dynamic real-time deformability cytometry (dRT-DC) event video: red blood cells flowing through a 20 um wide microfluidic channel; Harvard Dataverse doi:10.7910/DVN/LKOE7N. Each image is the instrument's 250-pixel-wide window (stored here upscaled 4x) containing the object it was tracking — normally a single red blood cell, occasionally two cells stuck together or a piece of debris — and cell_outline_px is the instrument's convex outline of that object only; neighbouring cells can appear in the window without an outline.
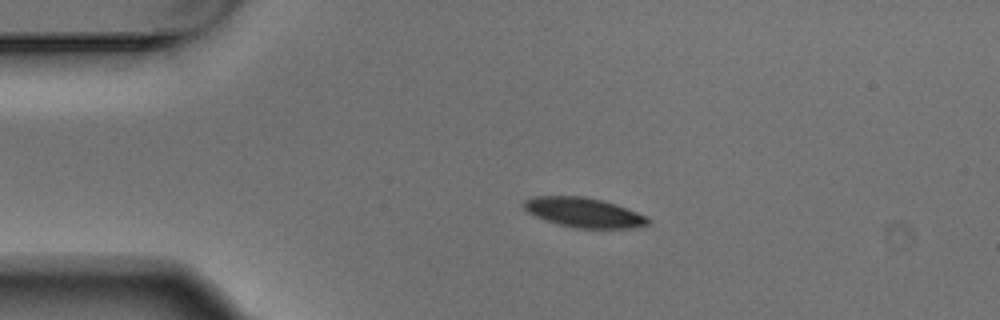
{"species": "Egyptian fruit bat (a non-hibernating species)", "species_latin": "Rousettus aegyptiacus", "temperature_condition": "warm", "stored_images_in_passage": 3, "camera_frame_rate_fps": 3000, "um_per_image_px": 0.085, "animal": {"sex": "male"}, "frame": {"image": 1, "passage_image": 2, "time_ms": 0.333, "image_size_px": [1000, 320], "cell_outline_px": [[652, 220], [648, 224], [640, 228], [572, 228], [544, 220], [528, 212], [524, 208], [524, 200], [532, 196], [584, 196], [604, 200], [616, 204], [648, 216]], "centroid_in_image_um": [49.67, 18.07], "position_along_channel_um": 35.3, "area_um2": 21.79}}